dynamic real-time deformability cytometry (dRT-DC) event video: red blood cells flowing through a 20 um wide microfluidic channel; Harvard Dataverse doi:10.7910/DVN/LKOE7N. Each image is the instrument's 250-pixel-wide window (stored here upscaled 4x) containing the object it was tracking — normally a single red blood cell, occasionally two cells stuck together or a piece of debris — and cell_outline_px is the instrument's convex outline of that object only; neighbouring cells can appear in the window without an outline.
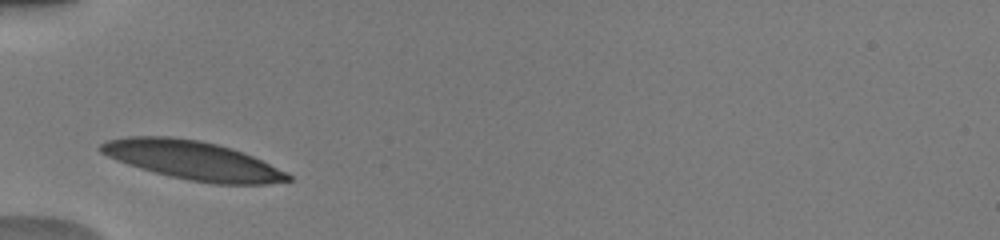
{"species": "human", "species_latin": "Homo sapiens", "temperature_condition": "warm", "stored_images_in_passage": 11, "camera_frame_rate_fps": 3000, "um_per_image_px": 0.085, "donor": {"sex": "male"}, "frame": {"image": 1, "passage_image": 1, "time_ms": 0.0, "image_size_px": [1000, 240], "cell_outline_px": [[292, 180], [268, 184], [216, 184], [188, 180], [140, 168], [116, 160], [100, 152], [96, 148], [100, 144], [108, 140], [128, 136], [172, 136], [200, 140], [232, 148], [244, 152], [288, 172], [292, 176]], "centroid_in_image_um": [16.4, 13.62], "position_along_channel_um": 68.6, "area_um2": 42.31}}
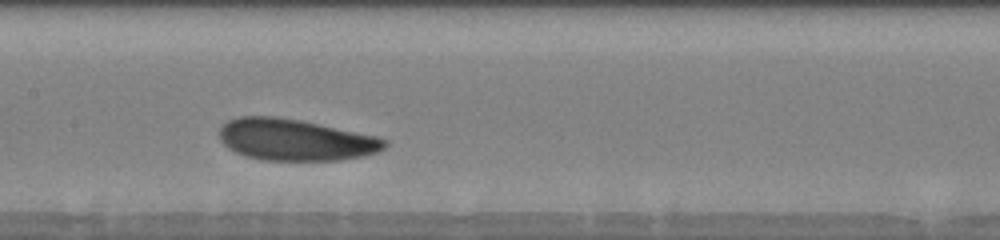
{"frame": {"image": 2, "passage_image": 7, "time_ms": 3.0, "image_size_px": [1000, 240], "cell_outline_px": [[388, 144], [384, 148], [376, 152], [364, 156], [340, 160], [260, 160], [244, 156], [228, 148], [220, 140], [220, 128], [228, 120], [240, 116], [276, 116], [300, 120], [376, 136], [388, 140]], "centroid_in_image_um": [25.09, 11.88], "position_along_channel_um": 182.3, "area_um2": 40.0}}
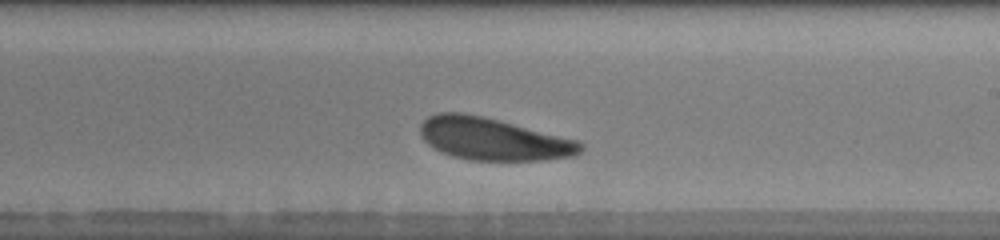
{"frame": {"image": 3, "passage_image": 10, "time_ms": 4.667, "image_size_px": [1000, 240], "cell_outline_px": [[584, 148], [580, 152], [572, 156], [544, 160], [468, 160], [452, 156], [440, 152], [432, 148], [420, 136], [420, 124], [428, 116], [440, 112], [464, 112], [484, 116], [576, 140], [584, 144]], "centroid_in_image_um": [41.86, 11.81], "position_along_channel_um": 247.1, "area_um2": 39.65}}